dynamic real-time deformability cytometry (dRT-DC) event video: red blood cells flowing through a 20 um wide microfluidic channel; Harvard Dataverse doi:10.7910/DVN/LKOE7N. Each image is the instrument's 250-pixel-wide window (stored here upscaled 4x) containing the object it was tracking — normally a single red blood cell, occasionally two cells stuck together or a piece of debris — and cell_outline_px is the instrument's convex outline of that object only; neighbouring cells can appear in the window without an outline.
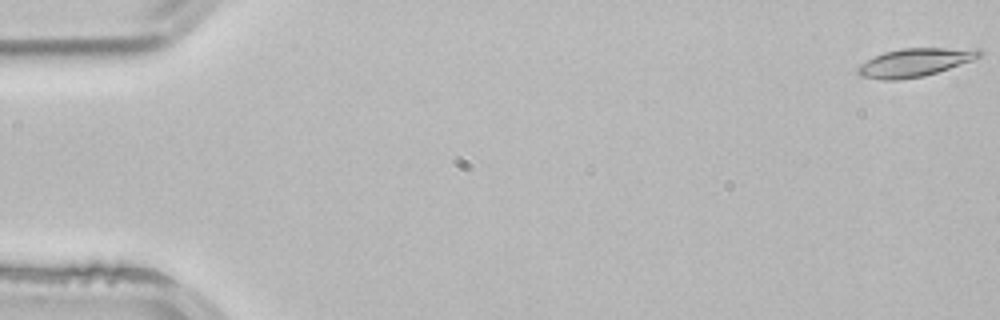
{"species": "common noctule bat (a hibernating species)", "species_latin": "Nyctalus noctula", "temperature_condition": "room temperature", "stored_images_in_passage": 53, "camera_frame_rate_fps": 3000, "um_per_image_px": 0.085, "animal": {"sex": "male", "body_mass_g": 21.5, "forearm_length_mm": 52.0}, "frame": {"image": 1, "passage_image": 1, "time_ms": 0.0, "image_size_px": [1000, 320], "cell_outline_px": [[984, 52], [980, 56], [972, 60], [924, 76], [900, 80], [880, 80], [860, 76], [856, 72], [856, 68], [860, 64], [884, 52], [900, 48], [980, 48]], "centroid_in_image_um": [77.75, 5.3], "position_along_channel_um": 7.2, "area_um2": 20.06}}
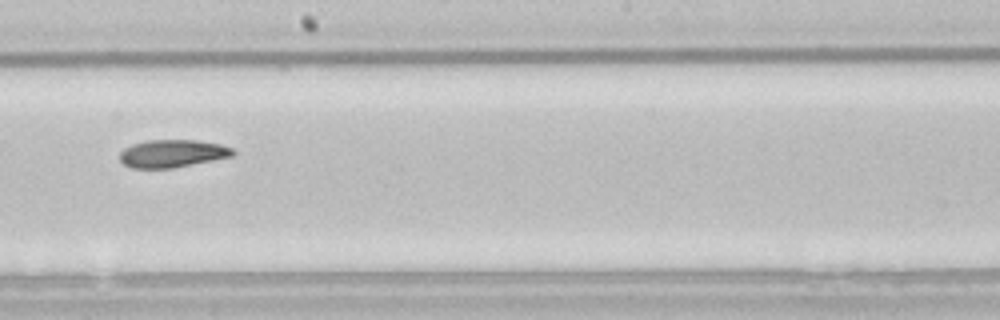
{"frame": {"image": 2, "passage_image": 30, "time_ms": 9.667, "image_size_px": [1000, 320], "cell_outline_px": [[236, 152], [232, 156], [172, 168], [132, 168], [124, 164], [120, 160], [120, 152], [124, 148], [132, 144], [148, 140], [196, 140], [220, 144], [232, 148]], "centroid_in_image_um": [14.64, 13.04], "position_along_channel_um": 233.6, "area_um2": 18.15}}
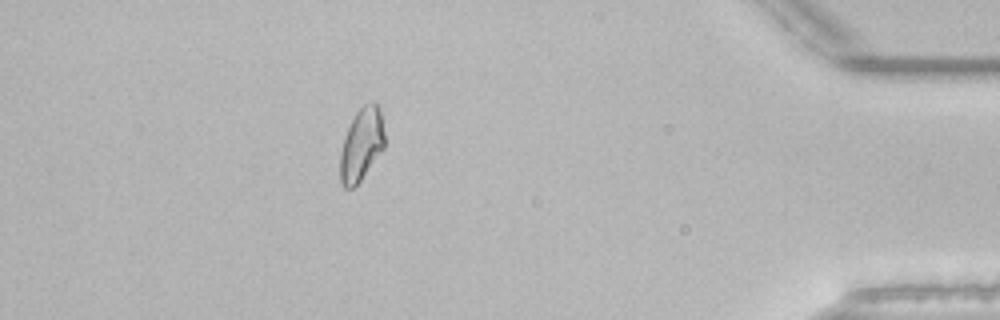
{"frame": {"image": 3, "passage_image": 47, "time_ms": 15.333, "image_size_px": [1000, 320], "cell_outline_px": [[384, 148], [360, 180], [352, 188], [344, 188], [340, 180], [340, 152], [344, 136], [356, 112], [364, 104], [372, 100], [380, 108], [384, 132]], "centroid_in_image_um": [30.72, 12.26], "position_along_channel_um": 404.5, "area_um2": 18.73}, "authors_computed_cell_mechanics": {"area_um2": 18.9584, "velocity_mm_per_s": 3.8787, "shape_relaxation_time_tau1_ms": 8.3198, "shape_relaxation_time_tau2_ms": null, "deformation_change_tau1": 0.1901, "deformation_change_tau2": null}}